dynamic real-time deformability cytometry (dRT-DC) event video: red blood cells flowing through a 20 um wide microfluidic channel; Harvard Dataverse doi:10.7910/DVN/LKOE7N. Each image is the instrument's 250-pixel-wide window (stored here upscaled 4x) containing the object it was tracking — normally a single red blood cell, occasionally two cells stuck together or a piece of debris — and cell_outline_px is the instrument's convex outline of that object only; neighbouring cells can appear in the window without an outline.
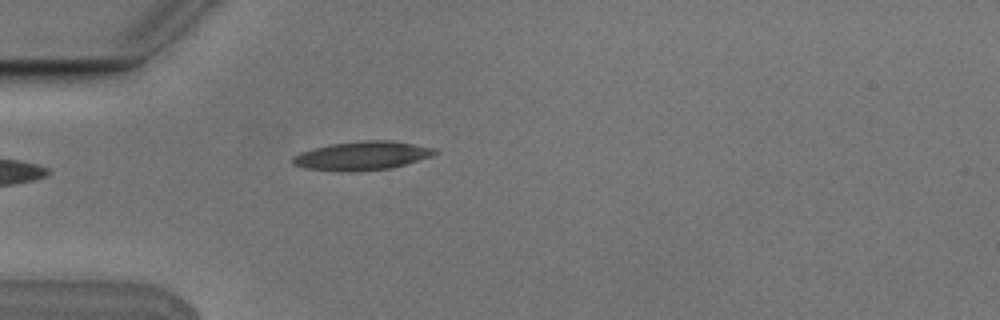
{"species": "Egyptian fruit bat (a non-hibernating species)", "species_latin": "Rousettus aegyptiacus", "temperature_condition": "cold", "stored_images_in_passage": 1, "camera_frame_rate_fps": 3000, "um_per_image_px": 0.085, "animal": {"sex": "male"}, "frame": {"image": 1, "passage_image": 1, "time_ms": 0.0, "image_size_px": [1000, 320], "cell_outline_px": [[440, 152], [432, 156], [404, 164], [388, 168], [304, 168], [292, 164], [292, 156], [300, 152], [312, 148], [332, 144], [364, 140], [392, 140], [436, 148]], "centroid_in_image_um": [30.84, 13.16], "position_along_channel_um": 54.2, "area_um2": 22.54}}